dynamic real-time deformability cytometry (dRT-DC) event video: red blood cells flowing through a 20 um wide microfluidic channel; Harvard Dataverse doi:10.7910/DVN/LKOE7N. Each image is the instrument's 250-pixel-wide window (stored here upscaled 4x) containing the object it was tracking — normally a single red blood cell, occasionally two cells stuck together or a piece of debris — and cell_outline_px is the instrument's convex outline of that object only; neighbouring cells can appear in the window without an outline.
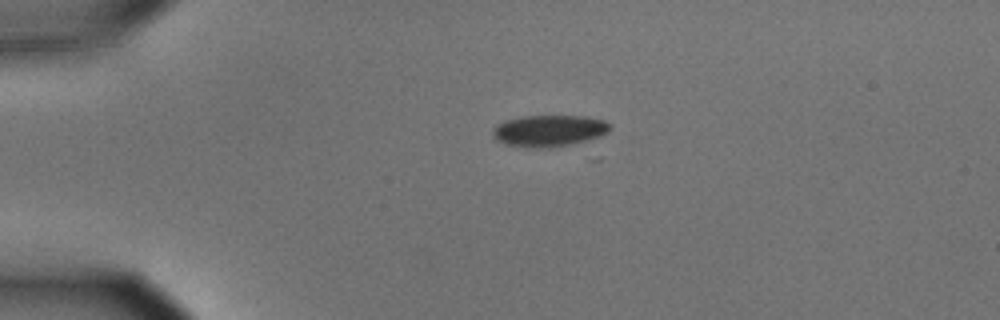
{"species": "common noctule bat (a hibernating species)", "species_latin": "Nyctalus noctula", "temperature_condition": "cold", "stored_images_in_passage": 5, "camera_frame_rate_fps": 3000, "um_per_image_px": 0.085, "animal": {"sex": "male", "body_mass_g": 15.6}, "frame": {"image": 1, "passage_image": 1, "time_ms": 0.0, "image_size_px": [1000, 320], "cell_outline_px": [[612, 124], [608, 132], [600, 136], [568, 144], [508, 144], [492, 136], [492, 128], [496, 124], [504, 120], [524, 116], [584, 116], [604, 120]], "centroid_in_image_um": [46.7, 11.02], "position_along_channel_um": 38.3, "area_um2": 20.29}}